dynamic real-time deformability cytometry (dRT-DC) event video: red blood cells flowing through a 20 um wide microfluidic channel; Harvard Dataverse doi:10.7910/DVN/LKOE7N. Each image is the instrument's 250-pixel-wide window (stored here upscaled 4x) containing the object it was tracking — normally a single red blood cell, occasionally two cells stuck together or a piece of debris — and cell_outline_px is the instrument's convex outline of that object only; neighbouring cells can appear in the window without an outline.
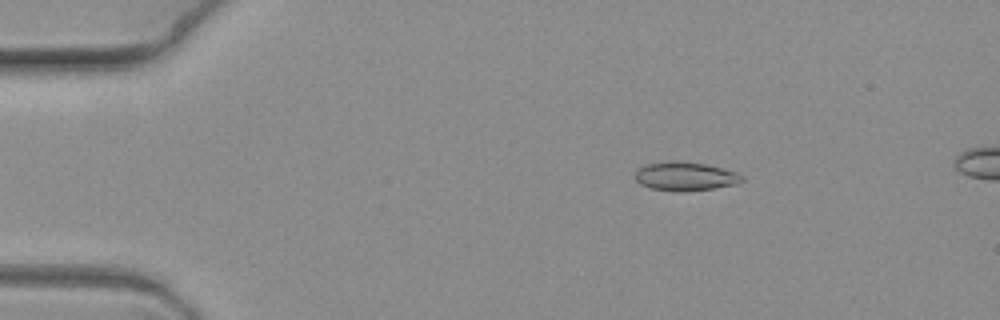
{"species": "common noctule bat (a hibernating species)", "species_latin": "Nyctalus noctula", "temperature_condition": "warm", "stored_images_in_passage": 5, "camera_frame_rate_fps": 3000, "um_per_image_px": 0.085, "animal": {"sex": "female", "body_mass_g": 19.3, "forearm_length_mm": 54.1}, "frame": {"image": 1, "passage_image": 1, "time_ms": 0.0, "image_size_px": [1000, 320], "cell_outline_px": [[744, 180], [736, 184], [712, 188], [684, 192], [672, 192], [648, 188], [640, 184], [636, 180], [636, 172], [640, 168], [648, 164], [704, 164], [736, 172], [744, 176]], "centroid_in_image_um": [58.28, 15.06], "position_along_channel_um": 26.7, "area_um2": 17.05}}
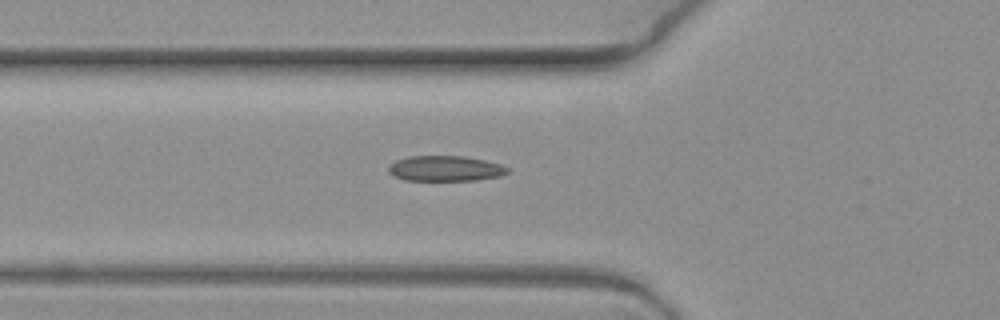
{"frame": {"image": 2, "passage_image": 5, "time_ms": 1.333, "image_size_px": [1000, 320], "cell_outline_px": [[508, 172], [500, 176], [476, 180], [404, 180], [388, 172], [388, 164], [396, 160], [408, 156], [464, 156], [484, 160], [500, 164], [508, 168]], "centroid_in_image_um": [37.82, 14.31], "position_along_channel_um": 88.0, "area_um2": 17.57}}